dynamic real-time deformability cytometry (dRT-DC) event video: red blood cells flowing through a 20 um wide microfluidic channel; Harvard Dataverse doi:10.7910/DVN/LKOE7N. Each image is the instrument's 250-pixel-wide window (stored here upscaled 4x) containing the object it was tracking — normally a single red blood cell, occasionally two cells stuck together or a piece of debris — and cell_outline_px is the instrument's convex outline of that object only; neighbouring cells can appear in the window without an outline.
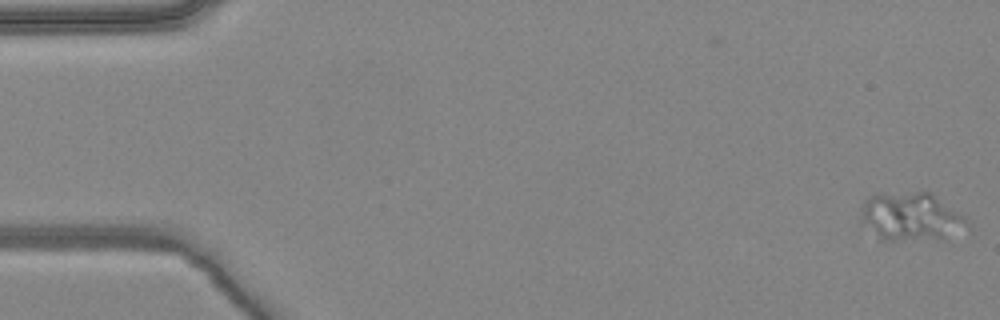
{"species": "common noctule bat (a hibernating species)", "species_latin": "Nyctalus noctula", "temperature_condition": "warm", "stored_images_in_passage": 5, "camera_frame_rate_fps": 3000, "um_per_image_px": 0.085, "animal": {"sex": "female", "body_mass_g": 24.6, "forearm_length_mm": 56.2}, "frame": {"image": 1, "passage_image": 1, "time_ms": 0.0, "image_size_px": [1000, 320], "cell_outline_px": [[968, 224], [944, 240], [880, 240], [860, 220], [860, 208], [864, 200], [868, 196], [916, 192], [932, 192], [964, 216], [968, 220]], "centroid_in_image_um": [77.42, 18.44], "position_along_channel_um": 7.6, "area_um2": 29.88}}
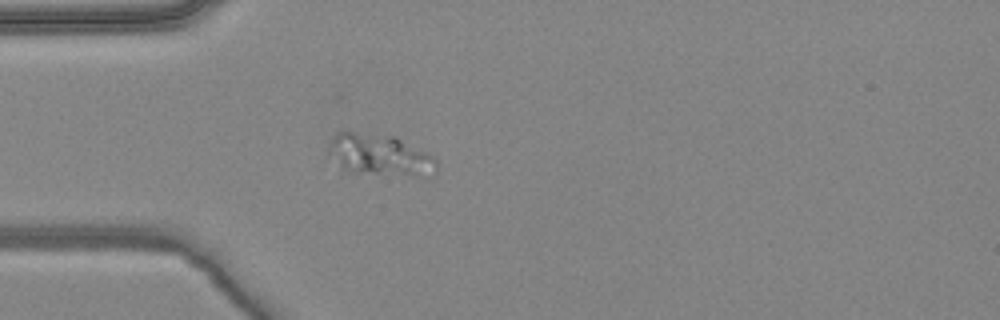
{"frame": {"image": 2, "passage_image": 5, "time_ms": 1.333, "image_size_px": [1000, 320], "cell_outline_px": [[440, 164], [436, 172], [428, 180], [352, 172], [340, 168], [332, 144], [332, 140], [336, 132], [352, 132], [392, 136], [428, 152]], "centroid_in_image_um": [32.52, 13.27], "position_along_channel_um": 52.5, "area_um2": 26.36}}